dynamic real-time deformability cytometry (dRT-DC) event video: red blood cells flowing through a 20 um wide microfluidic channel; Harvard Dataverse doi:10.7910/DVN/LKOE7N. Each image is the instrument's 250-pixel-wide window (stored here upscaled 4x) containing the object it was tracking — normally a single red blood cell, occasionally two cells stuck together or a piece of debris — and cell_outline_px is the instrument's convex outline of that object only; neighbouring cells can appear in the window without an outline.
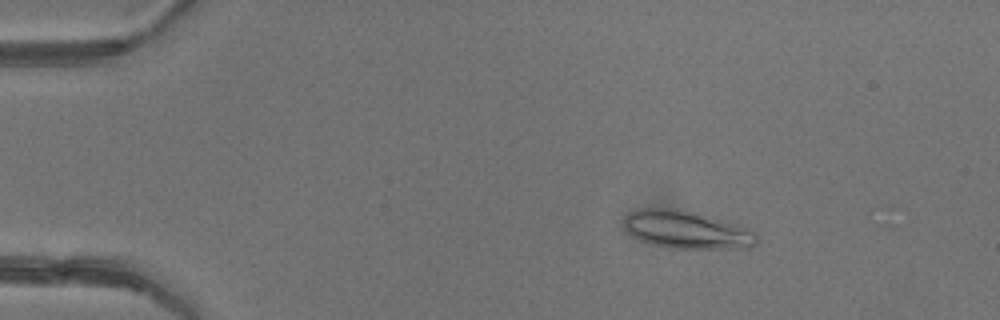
{"species": "common noctule bat (a hibernating species)", "species_latin": "Nyctalus noctula", "temperature_condition": "warm", "stored_images_in_passage": 5, "camera_frame_rate_fps": 3000, "um_per_image_px": 0.085, "animal": {"sex": "female"}, "frame": {"image": 1, "passage_image": 2, "time_ms": 1.0, "image_size_px": [1000, 320], "cell_outline_px": [[756, 244], [752, 248], [672, 248], [640, 240], [628, 232], [624, 224], [624, 220], [628, 212], [640, 208], [668, 208], [736, 224], [756, 232]], "centroid_in_image_um": [58.34, 19.55], "position_along_channel_um": 26.7, "area_um2": 28.32}}